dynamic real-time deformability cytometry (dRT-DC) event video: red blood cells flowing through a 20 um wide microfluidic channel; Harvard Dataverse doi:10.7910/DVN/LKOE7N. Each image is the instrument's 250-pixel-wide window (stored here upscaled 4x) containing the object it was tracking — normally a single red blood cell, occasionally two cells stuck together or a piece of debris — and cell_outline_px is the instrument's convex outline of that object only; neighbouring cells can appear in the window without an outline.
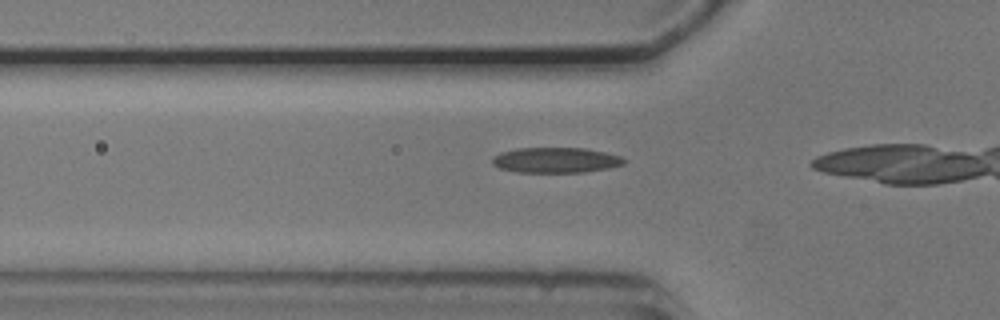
{"species": "common noctule bat (a hibernating species)", "species_latin": "Nyctalus noctula", "temperature_condition": "cold", "stored_images_in_passage": 7, "camera_frame_rate_fps": 3000, "um_per_image_px": 0.085, "animal": {"sex": "male", "body_mass_g": 20.5, "forearm_length_mm": 52.5}, "frame": {"image": 1, "passage_image": 2, "time_ms": 0.333, "image_size_px": [1000, 320], "cell_outline_px": [[628, 160], [624, 164], [608, 168], [584, 172], [516, 172], [500, 168], [492, 164], [492, 156], [500, 152], [516, 148], [584, 148], [604, 152], [620, 156]], "centroid_in_image_um": [47.22, 13.61], "position_along_channel_um": 78.6, "area_um2": 19.54}}
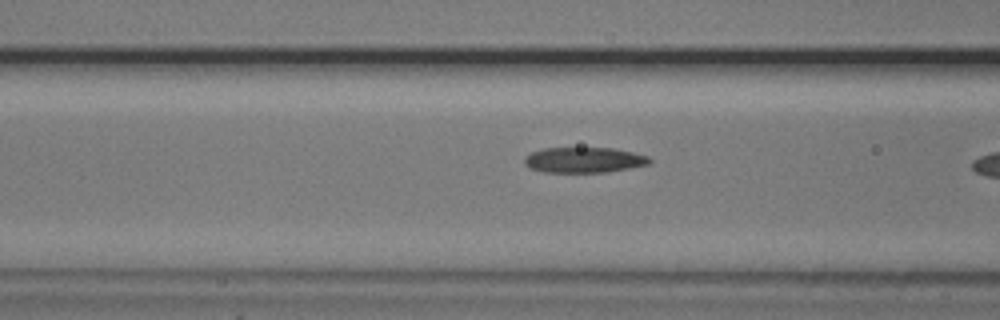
{"frame": {"image": 2, "passage_image": 5, "time_ms": 1.333, "image_size_px": [1000, 320], "cell_outline_px": [[652, 160], [648, 164], [608, 172], [544, 172], [528, 168], [524, 164], [524, 156], [532, 152], [544, 148], [612, 148], [632, 152], [648, 156]], "centroid_in_image_um": [49.6, 13.6], "position_along_channel_um": 117.0, "area_um2": 18.55}}